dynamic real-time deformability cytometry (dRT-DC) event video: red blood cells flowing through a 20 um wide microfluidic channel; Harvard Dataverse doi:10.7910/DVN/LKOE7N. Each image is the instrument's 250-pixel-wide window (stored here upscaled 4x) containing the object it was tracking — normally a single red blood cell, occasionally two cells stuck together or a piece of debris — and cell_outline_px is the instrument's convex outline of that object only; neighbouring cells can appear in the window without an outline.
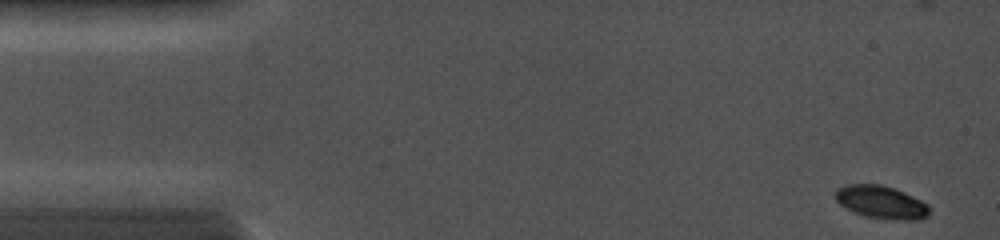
{"species": "common noctule bat (a hibernating species)", "species_latin": "Nyctalus noctula", "temperature_condition": "cold", "stored_images_in_passage": 15, "camera_frame_rate_fps": 5000, "um_per_image_px": 0.085, "animal": {"sex": "female", "body_mass_g": 19.0, "forearm_length_mm": 56.7}, "frame": {"image": 1, "passage_image": 1, "time_ms": 0.0, "image_size_px": [1000, 240], "cell_outline_px": [[932, 208], [928, 216], [920, 220], [900, 220], [864, 216], [840, 204], [836, 200], [836, 188], [848, 184], [880, 184], [904, 192], [928, 204]], "centroid_in_image_um": [74.95, 17.19], "position_along_channel_um": 10.0, "area_um2": 17.92}}
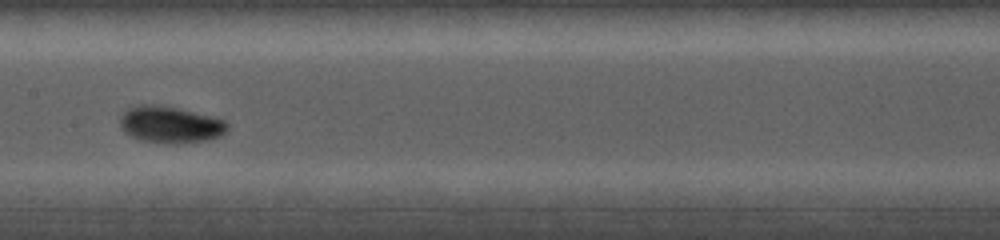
{"frame": {"image": 2, "passage_image": 8, "time_ms": 7.0, "image_size_px": [1000, 240], "cell_outline_px": [[228, 128], [220, 136], [204, 140], [176, 144], [168, 144], [144, 140], [132, 136], [124, 132], [120, 128], [120, 116], [128, 108], [136, 104], [152, 104], [176, 108], [224, 120], [228, 124]], "centroid_in_image_um": [14.42, 10.59], "position_along_channel_um": 193.0, "area_um2": 22.66}}
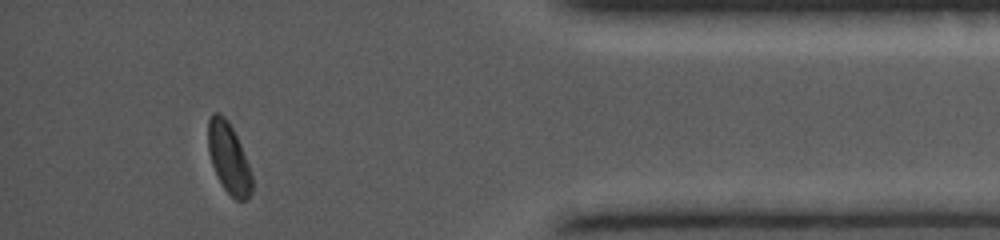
{"frame": {"image": 3, "passage_image": 14, "time_ms": 12.8, "image_size_px": [1000, 240], "cell_outline_px": [[252, 192], [244, 200], [236, 200], [224, 188], [212, 164], [208, 152], [208, 120], [212, 112], [220, 112], [228, 120], [240, 144], [248, 164], [252, 176]], "centroid_in_image_um": [19.43, 13.4], "position_along_channel_um": 415.8, "area_um2": 17.74}}